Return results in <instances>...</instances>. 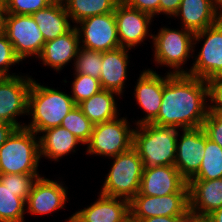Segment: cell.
Segmentation results:
<instances>
[{"label": "cell", "mask_w": 222, "mask_h": 222, "mask_svg": "<svg viewBox=\"0 0 222 222\" xmlns=\"http://www.w3.org/2000/svg\"><path fill=\"white\" fill-rule=\"evenodd\" d=\"M207 81L189 74L167 73L155 125L180 129L202 127L208 113Z\"/></svg>", "instance_id": "obj_1"}, {"label": "cell", "mask_w": 222, "mask_h": 222, "mask_svg": "<svg viewBox=\"0 0 222 222\" xmlns=\"http://www.w3.org/2000/svg\"><path fill=\"white\" fill-rule=\"evenodd\" d=\"M76 106L70 94L32 81L28 94V115L32 118L25 128L38 133L58 127L66 115Z\"/></svg>", "instance_id": "obj_2"}, {"label": "cell", "mask_w": 222, "mask_h": 222, "mask_svg": "<svg viewBox=\"0 0 222 222\" xmlns=\"http://www.w3.org/2000/svg\"><path fill=\"white\" fill-rule=\"evenodd\" d=\"M135 129L132 147L139 154L144 167L175 164L178 128L146 123Z\"/></svg>", "instance_id": "obj_3"}, {"label": "cell", "mask_w": 222, "mask_h": 222, "mask_svg": "<svg viewBox=\"0 0 222 222\" xmlns=\"http://www.w3.org/2000/svg\"><path fill=\"white\" fill-rule=\"evenodd\" d=\"M36 135L25 127L17 128L11 134L0 147V174H39L41 159Z\"/></svg>", "instance_id": "obj_4"}, {"label": "cell", "mask_w": 222, "mask_h": 222, "mask_svg": "<svg viewBox=\"0 0 222 222\" xmlns=\"http://www.w3.org/2000/svg\"><path fill=\"white\" fill-rule=\"evenodd\" d=\"M110 159L113 163L100 193L130 201L140 191L143 162L133 147Z\"/></svg>", "instance_id": "obj_5"}, {"label": "cell", "mask_w": 222, "mask_h": 222, "mask_svg": "<svg viewBox=\"0 0 222 222\" xmlns=\"http://www.w3.org/2000/svg\"><path fill=\"white\" fill-rule=\"evenodd\" d=\"M181 29L163 27L157 35L152 36L154 61L173 69L169 70L171 74H187V70L182 69L183 64L185 65L189 57H193L191 55L195 51L192 46L195 33L183 27Z\"/></svg>", "instance_id": "obj_6"}, {"label": "cell", "mask_w": 222, "mask_h": 222, "mask_svg": "<svg viewBox=\"0 0 222 222\" xmlns=\"http://www.w3.org/2000/svg\"><path fill=\"white\" fill-rule=\"evenodd\" d=\"M129 124L124 117L95 124L86 144L87 153L111 158L128 151L133 145L134 131Z\"/></svg>", "instance_id": "obj_7"}, {"label": "cell", "mask_w": 222, "mask_h": 222, "mask_svg": "<svg viewBox=\"0 0 222 222\" xmlns=\"http://www.w3.org/2000/svg\"><path fill=\"white\" fill-rule=\"evenodd\" d=\"M203 38L201 51L194 57L195 62L187 74L207 81L222 75V20L196 32L193 47Z\"/></svg>", "instance_id": "obj_8"}, {"label": "cell", "mask_w": 222, "mask_h": 222, "mask_svg": "<svg viewBox=\"0 0 222 222\" xmlns=\"http://www.w3.org/2000/svg\"><path fill=\"white\" fill-rule=\"evenodd\" d=\"M77 24L75 27L78 31L79 41L82 43L80 44L81 48L105 52L121 47L114 12L90 16Z\"/></svg>", "instance_id": "obj_9"}, {"label": "cell", "mask_w": 222, "mask_h": 222, "mask_svg": "<svg viewBox=\"0 0 222 222\" xmlns=\"http://www.w3.org/2000/svg\"><path fill=\"white\" fill-rule=\"evenodd\" d=\"M130 218L140 222L156 216H185L189 211V193L145 196L139 192L129 201Z\"/></svg>", "instance_id": "obj_10"}, {"label": "cell", "mask_w": 222, "mask_h": 222, "mask_svg": "<svg viewBox=\"0 0 222 222\" xmlns=\"http://www.w3.org/2000/svg\"><path fill=\"white\" fill-rule=\"evenodd\" d=\"M5 34L21 61L40 56L45 41L32 15L8 14Z\"/></svg>", "instance_id": "obj_11"}, {"label": "cell", "mask_w": 222, "mask_h": 222, "mask_svg": "<svg viewBox=\"0 0 222 222\" xmlns=\"http://www.w3.org/2000/svg\"><path fill=\"white\" fill-rule=\"evenodd\" d=\"M33 78L27 76L0 77V121L23 128L16 119L28 114V94Z\"/></svg>", "instance_id": "obj_12"}, {"label": "cell", "mask_w": 222, "mask_h": 222, "mask_svg": "<svg viewBox=\"0 0 222 222\" xmlns=\"http://www.w3.org/2000/svg\"><path fill=\"white\" fill-rule=\"evenodd\" d=\"M177 137L174 166L181 176L189 182L199 171L205 153V132L202 127L182 129ZM179 140V141H178Z\"/></svg>", "instance_id": "obj_13"}, {"label": "cell", "mask_w": 222, "mask_h": 222, "mask_svg": "<svg viewBox=\"0 0 222 222\" xmlns=\"http://www.w3.org/2000/svg\"><path fill=\"white\" fill-rule=\"evenodd\" d=\"M114 15L120 46L127 49L137 47L150 35L148 27L153 17L145 12L126 6L121 1L116 5Z\"/></svg>", "instance_id": "obj_14"}, {"label": "cell", "mask_w": 222, "mask_h": 222, "mask_svg": "<svg viewBox=\"0 0 222 222\" xmlns=\"http://www.w3.org/2000/svg\"><path fill=\"white\" fill-rule=\"evenodd\" d=\"M139 193L145 196H164L189 193V187L174 165L144 167Z\"/></svg>", "instance_id": "obj_15"}, {"label": "cell", "mask_w": 222, "mask_h": 222, "mask_svg": "<svg viewBox=\"0 0 222 222\" xmlns=\"http://www.w3.org/2000/svg\"><path fill=\"white\" fill-rule=\"evenodd\" d=\"M135 86L137 104L143 109L145 117L136 122V126L151 123L157 116L162 104L163 88L167 81V75L161 77L152 69L143 70Z\"/></svg>", "instance_id": "obj_16"}, {"label": "cell", "mask_w": 222, "mask_h": 222, "mask_svg": "<svg viewBox=\"0 0 222 222\" xmlns=\"http://www.w3.org/2000/svg\"><path fill=\"white\" fill-rule=\"evenodd\" d=\"M61 183L38 177L25 202L28 213L43 215L63 208L68 198L67 188Z\"/></svg>", "instance_id": "obj_17"}, {"label": "cell", "mask_w": 222, "mask_h": 222, "mask_svg": "<svg viewBox=\"0 0 222 222\" xmlns=\"http://www.w3.org/2000/svg\"><path fill=\"white\" fill-rule=\"evenodd\" d=\"M129 218V200L100 193L94 203L76 211L67 222H126Z\"/></svg>", "instance_id": "obj_18"}, {"label": "cell", "mask_w": 222, "mask_h": 222, "mask_svg": "<svg viewBox=\"0 0 222 222\" xmlns=\"http://www.w3.org/2000/svg\"><path fill=\"white\" fill-rule=\"evenodd\" d=\"M174 17H180L181 27L193 33L204 30L220 20L217 0H181Z\"/></svg>", "instance_id": "obj_19"}, {"label": "cell", "mask_w": 222, "mask_h": 222, "mask_svg": "<svg viewBox=\"0 0 222 222\" xmlns=\"http://www.w3.org/2000/svg\"><path fill=\"white\" fill-rule=\"evenodd\" d=\"M73 26L64 35L44 43L43 50L38 57L42 60L43 65L60 71L71 60L75 61L80 48V39L75 25Z\"/></svg>", "instance_id": "obj_20"}, {"label": "cell", "mask_w": 222, "mask_h": 222, "mask_svg": "<svg viewBox=\"0 0 222 222\" xmlns=\"http://www.w3.org/2000/svg\"><path fill=\"white\" fill-rule=\"evenodd\" d=\"M129 50L120 47L115 50L102 52V71L99 80L102 89L113 91L119 96L122 95L128 76Z\"/></svg>", "instance_id": "obj_21"}, {"label": "cell", "mask_w": 222, "mask_h": 222, "mask_svg": "<svg viewBox=\"0 0 222 222\" xmlns=\"http://www.w3.org/2000/svg\"><path fill=\"white\" fill-rule=\"evenodd\" d=\"M189 187V210L209 215L222 207V178L214 180L191 179Z\"/></svg>", "instance_id": "obj_22"}, {"label": "cell", "mask_w": 222, "mask_h": 222, "mask_svg": "<svg viewBox=\"0 0 222 222\" xmlns=\"http://www.w3.org/2000/svg\"><path fill=\"white\" fill-rule=\"evenodd\" d=\"M32 17L41 31L45 42L64 35L72 28L70 17L62 0H55L46 8L33 13Z\"/></svg>", "instance_id": "obj_23"}, {"label": "cell", "mask_w": 222, "mask_h": 222, "mask_svg": "<svg viewBox=\"0 0 222 222\" xmlns=\"http://www.w3.org/2000/svg\"><path fill=\"white\" fill-rule=\"evenodd\" d=\"M41 133L43 135L38 136L40 158L47 157V159L58 161L69 152L75 153V147L83 144L61 126L49 128Z\"/></svg>", "instance_id": "obj_24"}, {"label": "cell", "mask_w": 222, "mask_h": 222, "mask_svg": "<svg viewBox=\"0 0 222 222\" xmlns=\"http://www.w3.org/2000/svg\"><path fill=\"white\" fill-rule=\"evenodd\" d=\"M114 95L118 96L113 91L102 89L89 99L79 103L78 106L93 125L108 122L116 119L119 115Z\"/></svg>", "instance_id": "obj_25"}, {"label": "cell", "mask_w": 222, "mask_h": 222, "mask_svg": "<svg viewBox=\"0 0 222 222\" xmlns=\"http://www.w3.org/2000/svg\"><path fill=\"white\" fill-rule=\"evenodd\" d=\"M73 23L95 15L114 12L120 0H62Z\"/></svg>", "instance_id": "obj_26"}, {"label": "cell", "mask_w": 222, "mask_h": 222, "mask_svg": "<svg viewBox=\"0 0 222 222\" xmlns=\"http://www.w3.org/2000/svg\"><path fill=\"white\" fill-rule=\"evenodd\" d=\"M222 178V147L205 134V153L198 173L192 179L214 180Z\"/></svg>", "instance_id": "obj_27"}, {"label": "cell", "mask_w": 222, "mask_h": 222, "mask_svg": "<svg viewBox=\"0 0 222 222\" xmlns=\"http://www.w3.org/2000/svg\"><path fill=\"white\" fill-rule=\"evenodd\" d=\"M25 202L0 181V222H24Z\"/></svg>", "instance_id": "obj_28"}, {"label": "cell", "mask_w": 222, "mask_h": 222, "mask_svg": "<svg viewBox=\"0 0 222 222\" xmlns=\"http://www.w3.org/2000/svg\"><path fill=\"white\" fill-rule=\"evenodd\" d=\"M61 127L72 133L83 145L90 141L93 124L76 105L62 120Z\"/></svg>", "instance_id": "obj_29"}, {"label": "cell", "mask_w": 222, "mask_h": 222, "mask_svg": "<svg viewBox=\"0 0 222 222\" xmlns=\"http://www.w3.org/2000/svg\"><path fill=\"white\" fill-rule=\"evenodd\" d=\"M73 65L75 68L74 74L89 75L100 80L102 52L80 47Z\"/></svg>", "instance_id": "obj_30"}, {"label": "cell", "mask_w": 222, "mask_h": 222, "mask_svg": "<svg viewBox=\"0 0 222 222\" xmlns=\"http://www.w3.org/2000/svg\"><path fill=\"white\" fill-rule=\"evenodd\" d=\"M71 89V97L75 104L78 105L82 101L89 99L94 94L101 91L102 86L97 78L84 74H74Z\"/></svg>", "instance_id": "obj_31"}, {"label": "cell", "mask_w": 222, "mask_h": 222, "mask_svg": "<svg viewBox=\"0 0 222 222\" xmlns=\"http://www.w3.org/2000/svg\"><path fill=\"white\" fill-rule=\"evenodd\" d=\"M38 177L40 174H0V181L26 201Z\"/></svg>", "instance_id": "obj_32"}, {"label": "cell", "mask_w": 222, "mask_h": 222, "mask_svg": "<svg viewBox=\"0 0 222 222\" xmlns=\"http://www.w3.org/2000/svg\"><path fill=\"white\" fill-rule=\"evenodd\" d=\"M55 0H5L8 14L32 15Z\"/></svg>", "instance_id": "obj_33"}, {"label": "cell", "mask_w": 222, "mask_h": 222, "mask_svg": "<svg viewBox=\"0 0 222 222\" xmlns=\"http://www.w3.org/2000/svg\"><path fill=\"white\" fill-rule=\"evenodd\" d=\"M20 61L7 35L5 33L0 34V77L15 76L14 73L12 75L9 73V69L10 66Z\"/></svg>", "instance_id": "obj_34"}, {"label": "cell", "mask_w": 222, "mask_h": 222, "mask_svg": "<svg viewBox=\"0 0 222 222\" xmlns=\"http://www.w3.org/2000/svg\"><path fill=\"white\" fill-rule=\"evenodd\" d=\"M208 98L210 104L208 111H222V75L207 80Z\"/></svg>", "instance_id": "obj_35"}, {"label": "cell", "mask_w": 222, "mask_h": 222, "mask_svg": "<svg viewBox=\"0 0 222 222\" xmlns=\"http://www.w3.org/2000/svg\"><path fill=\"white\" fill-rule=\"evenodd\" d=\"M202 128L211 141L222 147V120L215 113H207Z\"/></svg>", "instance_id": "obj_36"}, {"label": "cell", "mask_w": 222, "mask_h": 222, "mask_svg": "<svg viewBox=\"0 0 222 222\" xmlns=\"http://www.w3.org/2000/svg\"><path fill=\"white\" fill-rule=\"evenodd\" d=\"M126 6L150 14L153 18L159 15L160 0H120Z\"/></svg>", "instance_id": "obj_37"}, {"label": "cell", "mask_w": 222, "mask_h": 222, "mask_svg": "<svg viewBox=\"0 0 222 222\" xmlns=\"http://www.w3.org/2000/svg\"><path fill=\"white\" fill-rule=\"evenodd\" d=\"M180 4L181 0H160L159 14L162 13L168 15V17H172L178 11Z\"/></svg>", "instance_id": "obj_38"}, {"label": "cell", "mask_w": 222, "mask_h": 222, "mask_svg": "<svg viewBox=\"0 0 222 222\" xmlns=\"http://www.w3.org/2000/svg\"><path fill=\"white\" fill-rule=\"evenodd\" d=\"M16 129L17 127L15 125L0 121V147Z\"/></svg>", "instance_id": "obj_39"}, {"label": "cell", "mask_w": 222, "mask_h": 222, "mask_svg": "<svg viewBox=\"0 0 222 222\" xmlns=\"http://www.w3.org/2000/svg\"><path fill=\"white\" fill-rule=\"evenodd\" d=\"M184 216H156L142 219L140 222H180Z\"/></svg>", "instance_id": "obj_40"}, {"label": "cell", "mask_w": 222, "mask_h": 222, "mask_svg": "<svg viewBox=\"0 0 222 222\" xmlns=\"http://www.w3.org/2000/svg\"><path fill=\"white\" fill-rule=\"evenodd\" d=\"M8 12L6 9L5 0H0V34H4L6 31V18Z\"/></svg>", "instance_id": "obj_41"}, {"label": "cell", "mask_w": 222, "mask_h": 222, "mask_svg": "<svg viewBox=\"0 0 222 222\" xmlns=\"http://www.w3.org/2000/svg\"><path fill=\"white\" fill-rule=\"evenodd\" d=\"M188 222H212L209 215L188 211Z\"/></svg>", "instance_id": "obj_42"}, {"label": "cell", "mask_w": 222, "mask_h": 222, "mask_svg": "<svg viewBox=\"0 0 222 222\" xmlns=\"http://www.w3.org/2000/svg\"><path fill=\"white\" fill-rule=\"evenodd\" d=\"M212 222H222V207L209 214Z\"/></svg>", "instance_id": "obj_43"}, {"label": "cell", "mask_w": 222, "mask_h": 222, "mask_svg": "<svg viewBox=\"0 0 222 222\" xmlns=\"http://www.w3.org/2000/svg\"><path fill=\"white\" fill-rule=\"evenodd\" d=\"M218 3V16L219 19L222 20V0H217Z\"/></svg>", "instance_id": "obj_44"}, {"label": "cell", "mask_w": 222, "mask_h": 222, "mask_svg": "<svg viewBox=\"0 0 222 222\" xmlns=\"http://www.w3.org/2000/svg\"><path fill=\"white\" fill-rule=\"evenodd\" d=\"M211 113H215L222 120V111H208Z\"/></svg>", "instance_id": "obj_45"}, {"label": "cell", "mask_w": 222, "mask_h": 222, "mask_svg": "<svg viewBox=\"0 0 222 222\" xmlns=\"http://www.w3.org/2000/svg\"><path fill=\"white\" fill-rule=\"evenodd\" d=\"M180 222H188V212L186 215L183 217V219Z\"/></svg>", "instance_id": "obj_46"}, {"label": "cell", "mask_w": 222, "mask_h": 222, "mask_svg": "<svg viewBox=\"0 0 222 222\" xmlns=\"http://www.w3.org/2000/svg\"><path fill=\"white\" fill-rule=\"evenodd\" d=\"M126 222H138V221H135V220L129 218Z\"/></svg>", "instance_id": "obj_47"}]
</instances>
